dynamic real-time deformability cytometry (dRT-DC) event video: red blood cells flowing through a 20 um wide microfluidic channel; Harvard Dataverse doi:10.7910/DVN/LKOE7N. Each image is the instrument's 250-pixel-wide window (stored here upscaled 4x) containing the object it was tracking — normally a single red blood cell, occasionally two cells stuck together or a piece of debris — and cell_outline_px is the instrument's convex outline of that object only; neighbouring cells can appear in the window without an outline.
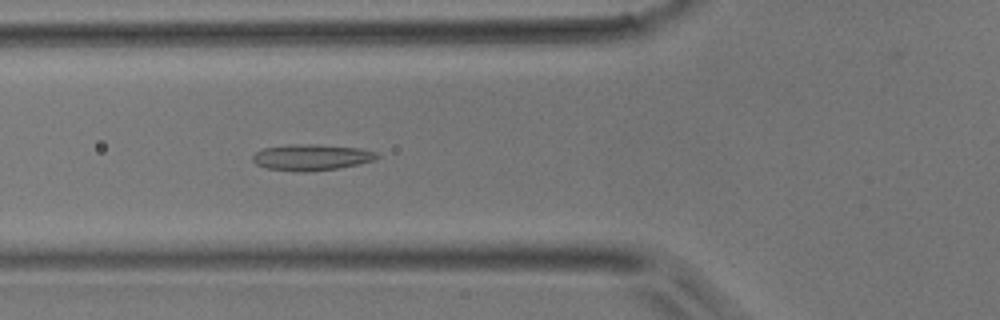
{"species": "common noctule bat (a hibernating species)", "species_latin": "Nyctalus noctula", "temperature_condition": "room temperature", "stored_images_in_passage": 41, "camera_frame_rate_fps": 3000, "um_per_image_px": 0.085, "animal": {"sex": "male", "body_mass_g": 17.9}, "frame": {"image": 1, "passage_image": 10, "time_ms": 3.0, "image_size_px": [1000, 320], "cell_outline_px": [[380, 156], [376, 160], [360, 164], [340, 168], [304, 172], [296, 172], [268, 168], [256, 164], [252, 160], [252, 156], [256, 152], [264, 148], [288, 144], [316, 144], [360, 148], [376, 152]], "centroid_in_image_um": [26.5, 13.37], "position_along_channel_um": 99.3, "area_um2": 19.13}}
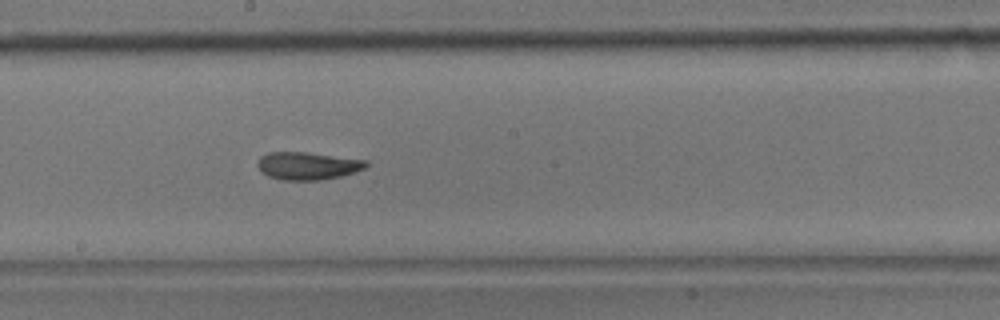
{"frame": {"image": 2, "passage_image": 19, "time_ms": 6.0, "image_size_px": [1000, 320], "cell_outline_px": [[368, 164], [364, 168], [356, 172], [340, 176], [320, 180], [280, 180], [268, 176], [256, 164], [260, 156], [268, 152], [304, 152], [368, 160]], "centroid_in_image_um": [26.15, 14.09], "position_along_channel_um": 222.1, "area_um2": 17.46}}
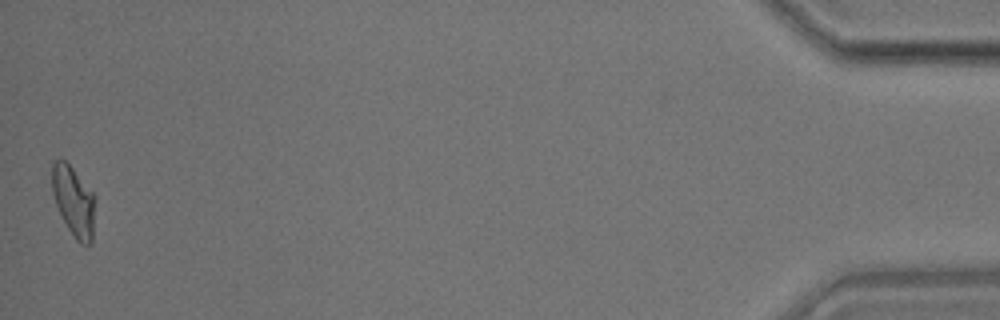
{"frame": {"image": 3, "passage_image": 41, "time_ms": 13.333, "image_size_px": [1000, 320], "cell_outline_px": [[96, 200], [92, 240], [88, 244], [80, 244], [76, 240], [68, 228], [56, 204], [52, 192], [52, 164], [56, 160], [64, 160], [72, 168], [96, 196]], "centroid_in_image_um": [6.28, 17.11], "position_along_channel_um": 428.9, "area_um2": 17.46}}